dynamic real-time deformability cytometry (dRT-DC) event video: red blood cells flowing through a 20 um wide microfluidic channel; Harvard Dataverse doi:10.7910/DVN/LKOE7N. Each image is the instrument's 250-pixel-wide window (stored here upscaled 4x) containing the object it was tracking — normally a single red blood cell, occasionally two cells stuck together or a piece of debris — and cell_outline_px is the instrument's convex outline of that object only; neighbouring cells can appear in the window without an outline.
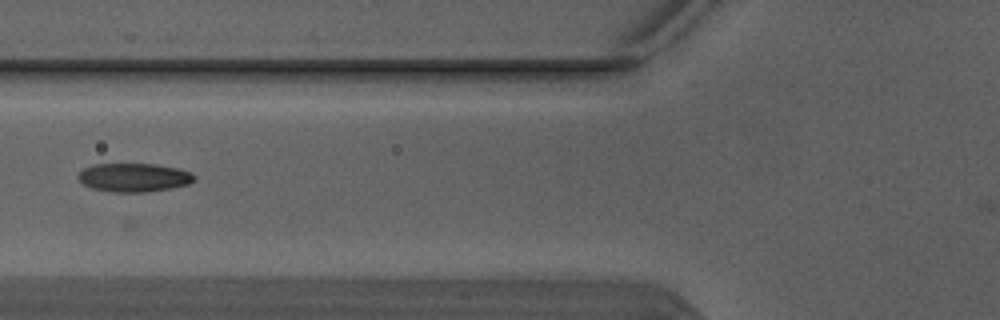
{"species": "Egyptian fruit bat (a non-hibernating species)", "species_latin": "Rousettus aegyptiacus", "temperature_condition": "warm", "stored_images_in_passage": 4, "camera_frame_rate_fps": 3000, "um_per_image_px": 0.085, "animal": {"sex": "male"}, "frame": {"image": 1, "passage_image": 4, "time_ms": 1.0, "image_size_px": [1000, 320], "cell_outline_px": [[196, 180], [188, 184], [172, 188], [148, 192], [112, 192], [92, 188], [84, 184], [76, 176], [84, 168], [92, 164], [156, 164], [176, 168], [192, 172], [196, 176]], "centroid_in_image_um": [11.41, 15.09], "position_along_channel_um": 114.4, "area_um2": 19.48}}